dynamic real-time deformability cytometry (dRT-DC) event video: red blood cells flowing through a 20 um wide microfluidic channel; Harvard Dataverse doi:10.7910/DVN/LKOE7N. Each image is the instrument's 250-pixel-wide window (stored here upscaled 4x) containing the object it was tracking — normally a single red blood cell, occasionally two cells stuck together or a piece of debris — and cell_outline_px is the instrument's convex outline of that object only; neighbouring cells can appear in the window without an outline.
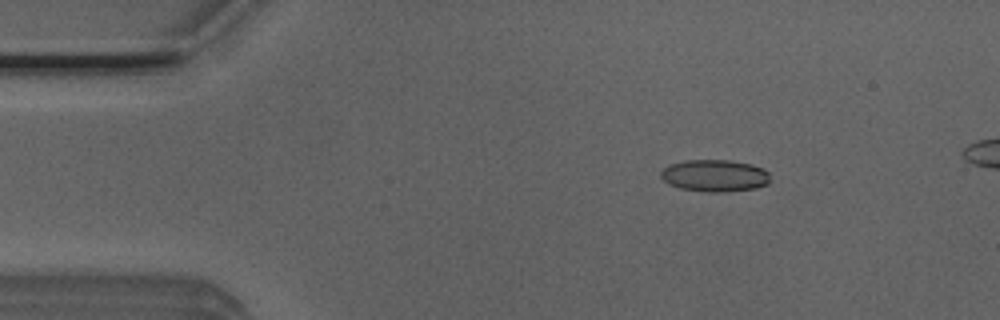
{"species": "Egyptian fruit bat (a non-hibernating species)", "species_latin": "Rousettus aegyptiacus", "temperature_condition": "room temperature", "stored_images_in_passage": 16, "camera_frame_rate_fps": 3000, "um_per_image_px": 0.085, "animal": {"sex": "male"}, "frame": {"image": 1, "passage_image": 8, "time_ms": 2.333, "image_size_px": [1000, 320], "cell_outline_px": [[772, 180], [768, 184], [756, 188], [724, 192], [708, 192], [680, 188], [668, 184], [660, 176], [660, 172], [668, 164], [684, 160], [728, 160], [752, 164], [764, 168], [768, 172]], "centroid_in_image_um": [60.77, 14.92], "position_along_channel_um": 24.2, "area_um2": 20.69}}